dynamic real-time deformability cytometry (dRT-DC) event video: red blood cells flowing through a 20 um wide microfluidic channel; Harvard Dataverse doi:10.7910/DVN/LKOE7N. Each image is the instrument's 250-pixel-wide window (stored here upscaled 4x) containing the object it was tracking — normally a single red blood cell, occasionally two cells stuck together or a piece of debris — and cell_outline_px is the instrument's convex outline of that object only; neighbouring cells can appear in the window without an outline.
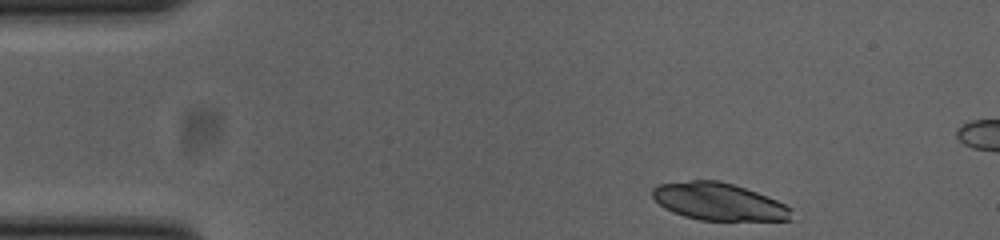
{"species": "common noctule bat (a hibernating species)", "species_latin": "Nyctalus noctula", "temperature_condition": "cold", "stored_images_in_passage": 47, "camera_frame_rate_fps": 3000, "um_per_image_px": 0.085, "animal": {"sex": "female", "body_mass_g": 23.0, "forearm_length_mm": 53.4}, "frame": {"image": 1, "passage_image": 1, "time_ms": 0.0, "image_size_px": [1000, 240], "cell_outline_px": [[792, 220], [700, 220], [684, 216], [664, 208], [652, 196], [652, 188], [656, 184], [692, 180], [720, 180], [768, 196], [792, 208]], "centroid_in_image_um": [61.08, 17.13], "position_along_channel_um": 23.9, "area_um2": 30.23}}